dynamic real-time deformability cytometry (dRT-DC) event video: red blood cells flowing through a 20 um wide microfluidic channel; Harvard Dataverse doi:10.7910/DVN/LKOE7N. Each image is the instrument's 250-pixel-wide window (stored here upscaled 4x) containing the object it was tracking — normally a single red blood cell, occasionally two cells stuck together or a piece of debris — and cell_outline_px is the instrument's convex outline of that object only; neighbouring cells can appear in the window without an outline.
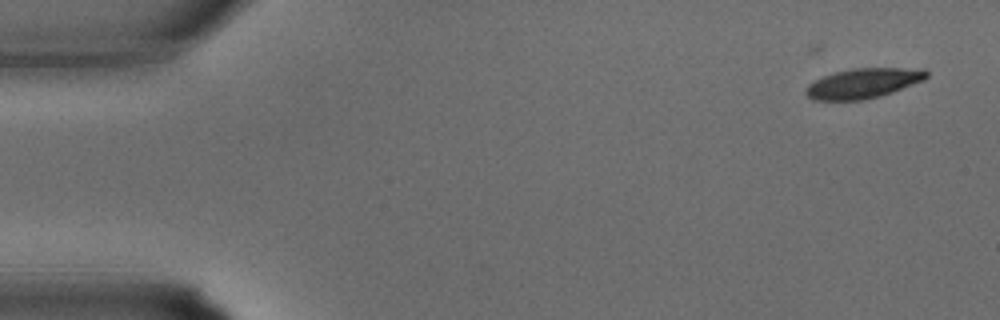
{"species": "common noctule bat (a hibernating species)", "species_latin": "Nyctalus noctula", "temperature_condition": "warm", "stored_images_in_passage": 7, "camera_frame_rate_fps": 3000, "um_per_image_px": 0.085, "animal": {"sex": "male", "body_mass_g": 15.6}, "frame": {"image": 1, "passage_image": 1, "time_ms": 0.0, "image_size_px": [1000, 320], "cell_outline_px": [[928, 76], [924, 80], [892, 92], [880, 96], [864, 100], [812, 100], [804, 92], [804, 88], [808, 84], [824, 76], [836, 72], [852, 68], [924, 68], [928, 72]], "centroid_in_image_um": [73.38, 7.08], "position_along_channel_um": 11.6, "area_um2": 21.1}}